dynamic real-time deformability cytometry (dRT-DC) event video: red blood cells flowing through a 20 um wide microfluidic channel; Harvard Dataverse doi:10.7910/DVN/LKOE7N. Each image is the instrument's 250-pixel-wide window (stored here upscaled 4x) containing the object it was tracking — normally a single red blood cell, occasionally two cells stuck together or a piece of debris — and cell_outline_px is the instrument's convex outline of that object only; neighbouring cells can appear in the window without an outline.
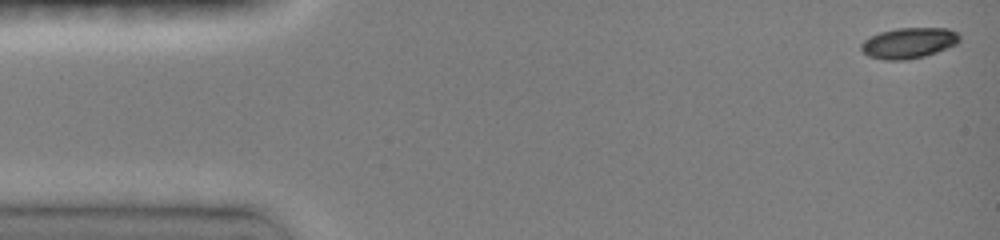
{"species": "common noctule bat (a hibernating species)", "species_latin": "Nyctalus noctula", "temperature_condition": "room temperature", "stored_images_in_passage": 6, "camera_frame_rate_fps": 3000, "um_per_image_px": 0.085, "animal": {"sex": "female", "body_mass_g": 19.0, "forearm_length_mm": 51.5}, "frame": {"image": 1, "passage_image": 1, "time_ms": 0.0, "image_size_px": [1000, 240], "cell_outline_px": [[960, 40], [956, 44], [936, 52], [924, 56], [908, 60], [884, 60], [868, 56], [860, 48], [860, 44], [864, 40], [880, 32], [896, 28], [948, 28], [956, 32], [960, 36]], "centroid_in_image_um": [77.23, 3.65], "position_along_channel_um": 7.8, "area_um2": 17.57}}
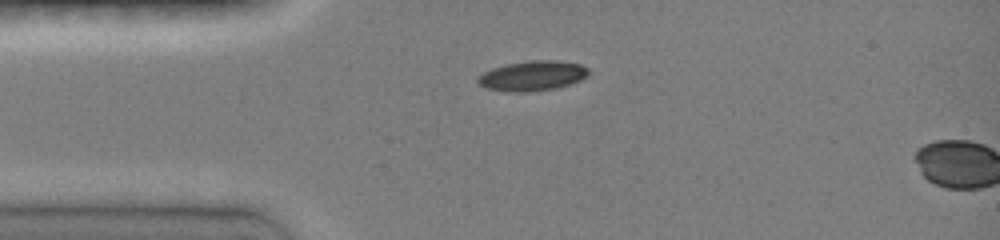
{"frame": {"image": 2, "passage_image": 5, "time_ms": 3.333, "image_size_px": [1000, 240], "cell_outline_px": [[588, 76], [580, 80], [556, 88], [528, 92], [512, 92], [484, 88], [476, 80], [484, 72], [492, 68], [508, 64], [532, 60], [556, 60], [580, 64], [588, 68]], "centroid_in_image_um": [45.26, 6.44], "position_along_channel_um": 39.7, "area_um2": 19.19}}